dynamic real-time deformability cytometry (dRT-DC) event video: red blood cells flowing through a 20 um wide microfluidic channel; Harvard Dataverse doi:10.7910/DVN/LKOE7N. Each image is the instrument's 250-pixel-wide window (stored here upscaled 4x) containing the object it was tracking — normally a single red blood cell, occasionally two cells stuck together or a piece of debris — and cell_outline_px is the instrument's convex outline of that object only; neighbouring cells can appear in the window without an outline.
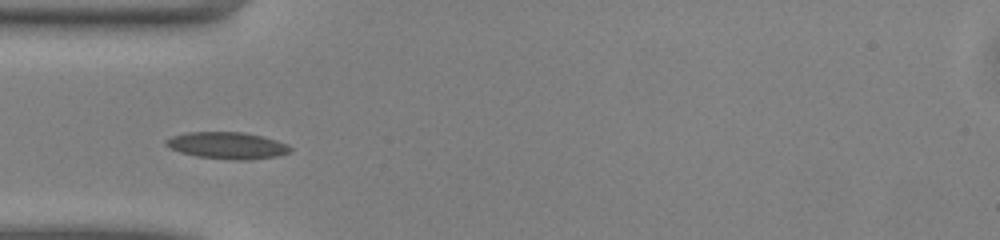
{"species": "common noctule bat (a hibernating species)", "species_latin": "Nyctalus noctula", "temperature_condition": "warm", "stored_images_in_passage": 36, "camera_frame_rate_fps": 3000, "um_per_image_px": 0.085, "animal": {"sex": "male", "body_mass_g": 13.0, "forearm_length_mm": 53.1}, "frame": {"image": 1, "passage_image": 1, "time_ms": 0.0, "image_size_px": [1000, 240], "cell_outline_px": [[292, 148], [288, 152], [280, 156], [248, 160], [232, 160], [196, 156], [180, 152], [164, 144], [164, 140], [172, 136], [188, 132], [244, 132], [276, 140], [288, 144]], "centroid_in_image_um": [19.32, 12.37], "position_along_channel_um": 65.7, "area_um2": 19.42}}
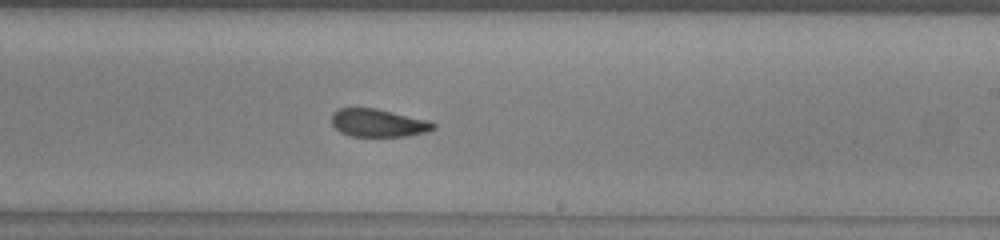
{"frame": {"image": 2, "passage_image": 15, "time_ms": 4.667, "image_size_px": [1000, 240], "cell_outline_px": [[436, 128], [428, 132], [408, 136], [352, 136], [340, 132], [332, 124], [332, 112], [340, 108], [376, 108], [428, 120], [436, 124]], "centroid_in_image_um": [32.17, 10.45], "position_along_channel_um": 256.8, "area_um2": 16.59}}
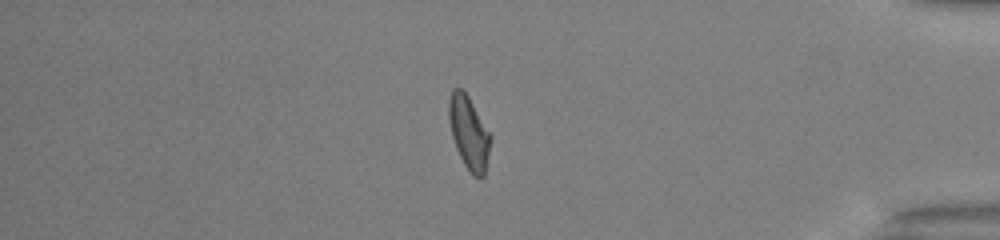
{"frame": {"image": 3, "passage_image": 28, "time_ms": 9.0, "image_size_px": [1000, 240], "cell_outline_px": [[492, 136], [484, 176], [472, 176], [464, 164], [456, 148], [452, 136], [448, 120], [448, 100], [452, 88], [460, 88], [468, 96]], "centroid_in_image_um": [39.84, 11.26], "position_along_channel_um": 395.4, "area_um2": 17.69}, "authors_computed_cell_mechanics": {"area_um2": 17.6579, "velocity_mm_per_s": 4.0986, "shape_relaxation_time_tau1_ms": 4.3619, "shape_relaxation_time_tau2_ms": 2.34, "deformation_change_tau1": 0.1421, "deformation_change_tau2": 0.0922}}